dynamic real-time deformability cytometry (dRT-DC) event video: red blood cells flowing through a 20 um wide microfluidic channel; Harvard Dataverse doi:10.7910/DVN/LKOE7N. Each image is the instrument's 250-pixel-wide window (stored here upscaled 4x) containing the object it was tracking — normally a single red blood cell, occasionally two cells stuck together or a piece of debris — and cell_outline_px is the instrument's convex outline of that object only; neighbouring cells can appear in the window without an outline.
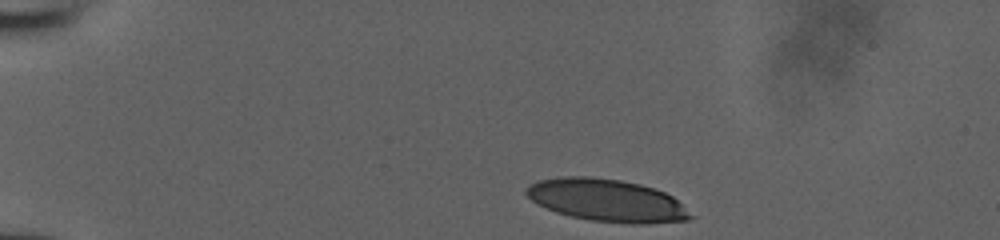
{"species": "human", "species_latin": "Homo sapiens", "temperature_condition": "room temperature", "stored_images_in_passage": 35, "camera_frame_rate_fps": 3000, "um_per_image_px": 0.085, "donor": {"sex": "male"}, "frame": {"image": 1, "passage_image": 1, "time_ms": 0.0, "image_size_px": [1000, 240], "cell_outline_px": [[696, 216], [688, 220], [644, 224], [632, 224], [592, 220], [572, 216], [556, 212], [532, 200], [524, 192], [536, 180], [560, 176], [592, 176], [620, 180], [640, 184], [664, 192], [672, 196]], "centroid_in_image_um": [51.62, 17.02], "position_along_channel_um": 33.4, "area_um2": 40.52}}
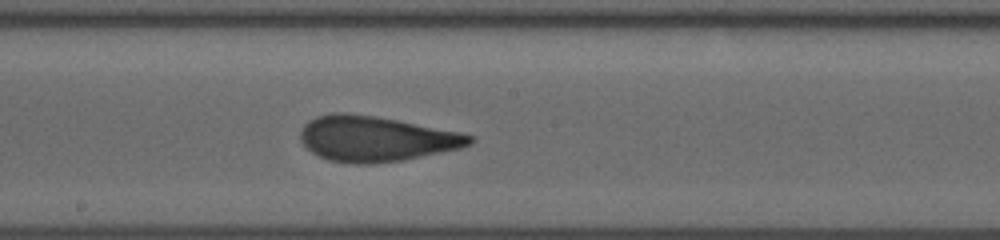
{"frame": {"image": 2, "passage_image": 20, "time_ms": 6.333, "image_size_px": [1000, 240], "cell_outline_px": [[476, 140], [472, 144], [460, 148], [404, 160], [368, 164], [352, 164], [328, 160], [312, 152], [300, 140], [300, 132], [304, 124], [308, 120], [316, 116], [332, 112], [344, 112], [376, 116], [460, 132], [472, 136]], "centroid_in_image_um": [31.93, 11.79], "position_along_channel_um": 216.3, "area_um2": 44.8}}
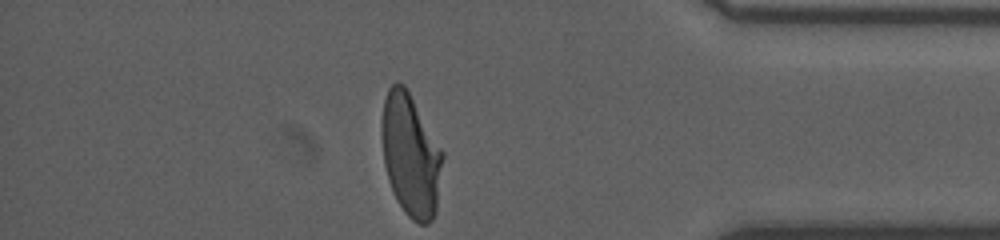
{"frame": {"image": 3, "passage_image": 35, "time_ms": 11.333, "image_size_px": [1000, 240], "cell_outline_px": [[444, 156], [436, 212], [432, 220], [428, 224], [420, 224], [412, 220], [404, 212], [396, 200], [392, 192], [388, 180], [384, 164], [380, 136], [380, 120], [384, 100], [388, 88], [396, 80], [404, 84], [444, 152]], "centroid_in_image_um": [34.89, 13.19], "position_along_channel_um": 400.3, "area_um2": 44.22}}